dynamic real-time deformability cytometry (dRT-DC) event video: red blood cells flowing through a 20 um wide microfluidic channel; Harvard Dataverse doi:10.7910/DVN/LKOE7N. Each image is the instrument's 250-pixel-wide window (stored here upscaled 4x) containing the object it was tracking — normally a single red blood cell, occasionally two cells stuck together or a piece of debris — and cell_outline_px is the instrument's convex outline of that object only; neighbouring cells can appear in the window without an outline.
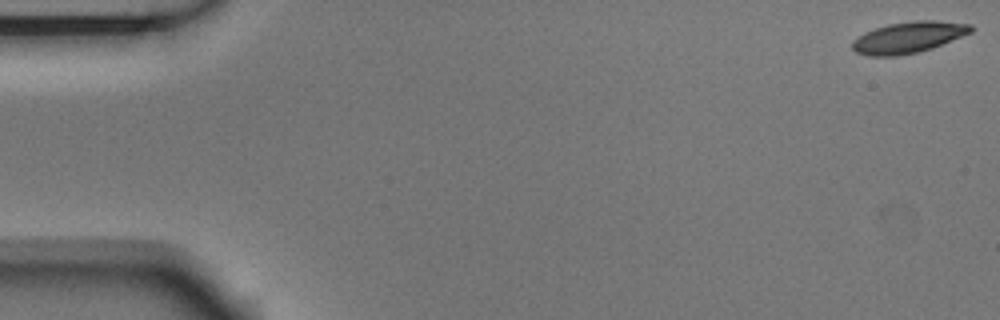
{"species": "Egyptian fruit bat (a non-hibernating species)", "species_latin": "Rousettus aegyptiacus", "temperature_condition": "room temperature", "stored_images_in_passage": 54, "camera_frame_rate_fps": 3000, "um_per_image_px": 0.085, "animal": {"sex": "male"}, "frame": {"image": 1, "passage_image": 1, "time_ms": 0.0, "image_size_px": [1000, 320], "cell_outline_px": [[972, 32], [932, 48], [920, 52], [896, 56], [868, 56], [856, 52], [852, 48], [852, 40], [864, 32], [888, 24], [912, 20], [936, 20], [972, 24]], "centroid_in_image_um": [77.21, 3.17], "position_along_channel_um": 7.8, "area_um2": 21.73}}
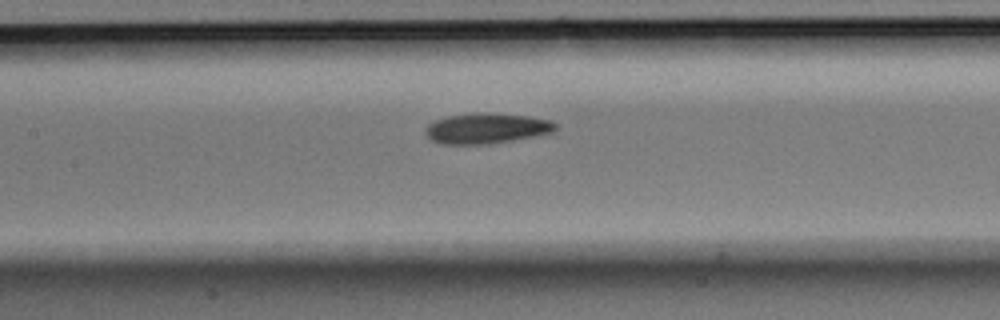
{"frame": {"image": 2, "passage_image": 25, "time_ms": 8.0, "image_size_px": [1000, 320], "cell_outline_px": [[556, 128], [552, 132], [536, 136], [488, 144], [440, 144], [432, 140], [424, 132], [424, 128], [428, 124], [436, 120], [448, 116], [480, 112], [484, 112], [528, 116], [552, 120], [556, 124]], "centroid_in_image_um": [41.35, 10.91], "position_along_channel_um": 166.1, "area_um2": 23.06}}
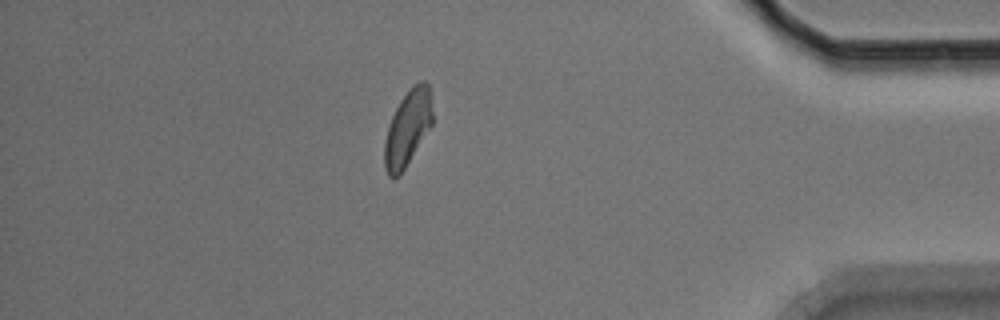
{"frame": {"image": 3, "passage_image": 47, "time_ms": 15.333, "image_size_px": [1000, 320], "cell_outline_px": [[432, 124], [400, 176], [388, 176], [384, 168], [384, 140], [388, 124], [400, 100], [420, 80], [424, 80], [428, 84], [432, 112]], "centroid_in_image_um": [34.62, 10.93], "position_along_channel_um": 400.6, "area_um2": 20.87}, "authors_computed_cell_mechanics": {"area_um2": 21.7906, "velocity_mm_per_s": 3.7206, "shape_relaxation_time_tau1_ms": 3.8339, "shape_relaxation_time_tau2_ms": 3.473, "deformation_change_tau1": 0.1404, "deformation_change_tau2": 0.1063}}